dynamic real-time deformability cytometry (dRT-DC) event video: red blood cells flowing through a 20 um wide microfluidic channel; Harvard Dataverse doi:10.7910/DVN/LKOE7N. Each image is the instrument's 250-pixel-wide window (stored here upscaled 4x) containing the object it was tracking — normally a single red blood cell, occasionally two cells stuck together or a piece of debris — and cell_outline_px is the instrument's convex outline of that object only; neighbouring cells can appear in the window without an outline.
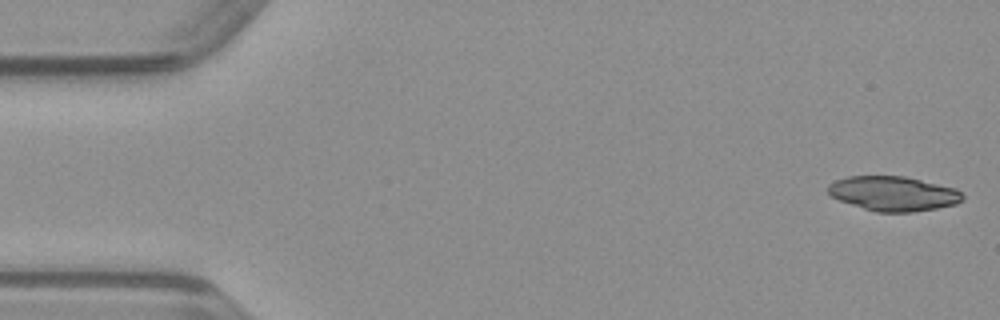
{"species": "common noctule bat (a hibernating species)", "species_latin": "Nyctalus noctula", "temperature_condition": "warm", "stored_images_in_passage": 12, "camera_frame_rate_fps": 3000, "um_per_image_px": 0.085, "animal": {"sex": "male", "body_mass_g": 23.1, "forearm_length_mm": 52.7}, "frame": {"image": 1, "passage_image": 1, "time_ms": 0.0, "image_size_px": [1000, 320], "cell_outline_px": [[964, 200], [956, 204], [936, 208], [912, 212], [876, 212], [840, 200], [832, 196], [828, 192], [828, 184], [836, 180], [848, 176], [904, 176], [956, 188], [964, 196]], "centroid_in_image_um": [75.96, 16.45], "position_along_channel_um": 9.0, "area_um2": 26.99}}